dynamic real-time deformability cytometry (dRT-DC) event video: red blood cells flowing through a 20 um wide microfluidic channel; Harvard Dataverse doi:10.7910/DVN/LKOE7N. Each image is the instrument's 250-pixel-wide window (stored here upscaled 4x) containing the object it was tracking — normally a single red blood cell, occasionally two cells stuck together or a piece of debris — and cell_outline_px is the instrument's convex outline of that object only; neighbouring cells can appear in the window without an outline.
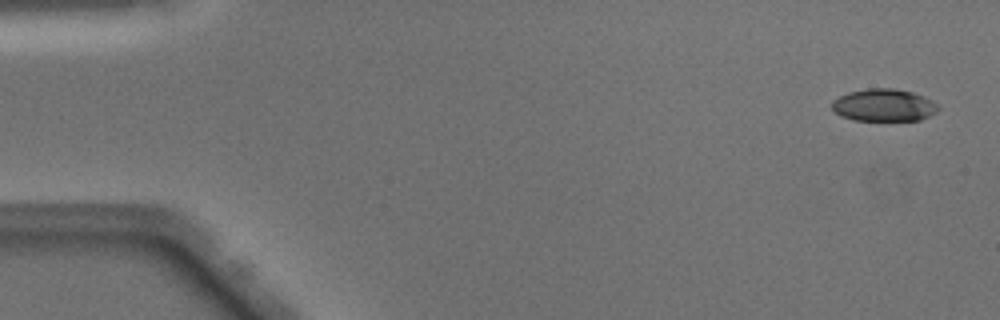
{"species": "Egyptian fruit bat (a non-hibernating species)", "species_latin": "Rousettus aegyptiacus", "temperature_condition": "warm", "stored_images_in_passage": 49, "camera_frame_rate_fps": 3000, "um_per_image_px": 0.085, "animal": {"sex": "male"}, "frame": {"image": 1, "passage_image": 2, "time_ms": 0.333, "image_size_px": [1000, 320], "cell_outline_px": [[940, 108], [936, 112], [920, 120], [852, 120], [840, 116], [832, 108], [832, 100], [848, 92], [868, 88], [896, 88], [912, 92], [924, 96], [932, 100]], "centroid_in_image_um": [75.12, 8.93], "position_along_channel_um": 9.9, "area_um2": 20.11}}
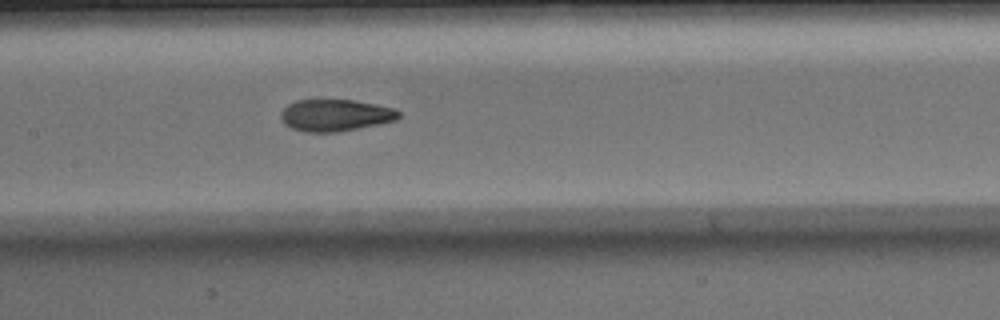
{"frame": {"image": 2, "passage_image": 24, "time_ms": 7.667, "image_size_px": [1000, 320], "cell_outline_px": [[400, 116], [396, 120], [380, 124], [340, 132], [304, 132], [292, 128], [284, 124], [280, 120], [280, 112], [288, 104], [296, 100], [352, 100], [376, 104], [396, 108], [400, 112]], "centroid_in_image_um": [28.5, 9.8], "position_along_channel_um": 178.9, "area_um2": 22.14}}
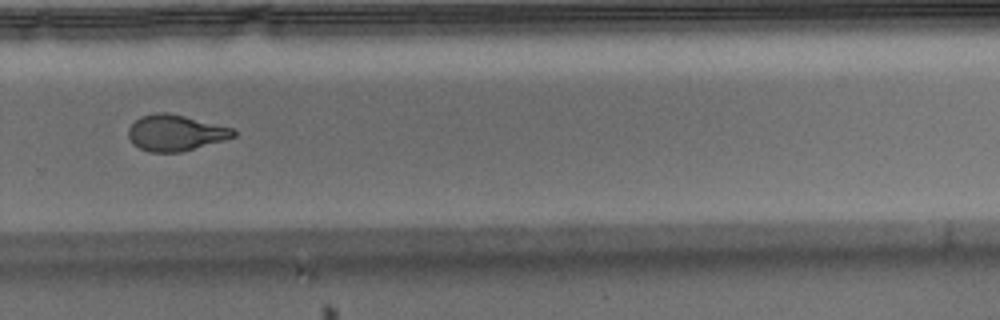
{"frame": {"image": 3, "passage_image": 34, "time_ms": 11.0, "image_size_px": [1000, 320], "cell_outline_px": [[236, 136], [224, 140], [180, 152], [148, 152], [132, 144], [128, 136], [128, 128], [140, 116], [156, 112], [168, 112], [236, 128]], "centroid_in_image_um": [14.92, 11.28], "position_along_channel_um": 314.9, "area_um2": 22.25}, "authors_computed_cell_mechanics": {"area_um2": 22.253, "velocity_mm_per_s": 4.0891, "shape_relaxation_time_tau1_ms": 6.2274, "shape_relaxation_time_tau2_ms": 1.577, "deformation_change_tau1": 0.2115, "deformation_change_tau2": 0.0758}}